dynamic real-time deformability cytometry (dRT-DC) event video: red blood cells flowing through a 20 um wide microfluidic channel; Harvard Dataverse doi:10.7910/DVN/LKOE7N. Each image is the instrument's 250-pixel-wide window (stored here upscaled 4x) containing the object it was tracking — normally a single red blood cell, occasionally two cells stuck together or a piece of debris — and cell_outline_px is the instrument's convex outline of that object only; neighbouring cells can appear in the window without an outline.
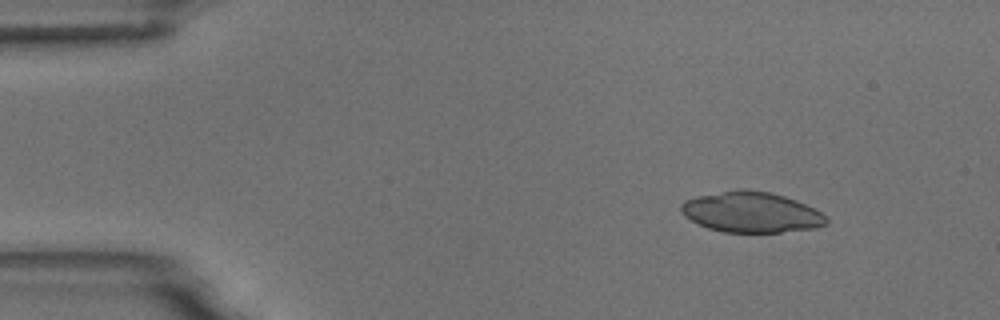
{"species": "common noctule bat (a hibernating species)", "species_latin": "Nyctalus noctula", "temperature_condition": "room temperature", "stored_images_in_passage": 3, "camera_frame_rate_fps": 3000, "um_per_image_px": 0.085, "animal": {"sex": "male", "body_mass_g": 18.8}, "frame": {"image": 1, "passage_image": 1, "time_ms": 0.0, "image_size_px": [1000, 320], "cell_outline_px": [[828, 224], [816, 228], [780, 232], [724, 232], [708, 228], [684, 216], [680, 212], [680, 204], [684, 200], [696, 196], [740, 188], [748, 188], [772, 192], [796, 200], [820, 212], [828, 220]], "centroid_in_image_um": [63.83, 18.02], "position_along_channel_um": 21.2, "area_um2": 34.51}}